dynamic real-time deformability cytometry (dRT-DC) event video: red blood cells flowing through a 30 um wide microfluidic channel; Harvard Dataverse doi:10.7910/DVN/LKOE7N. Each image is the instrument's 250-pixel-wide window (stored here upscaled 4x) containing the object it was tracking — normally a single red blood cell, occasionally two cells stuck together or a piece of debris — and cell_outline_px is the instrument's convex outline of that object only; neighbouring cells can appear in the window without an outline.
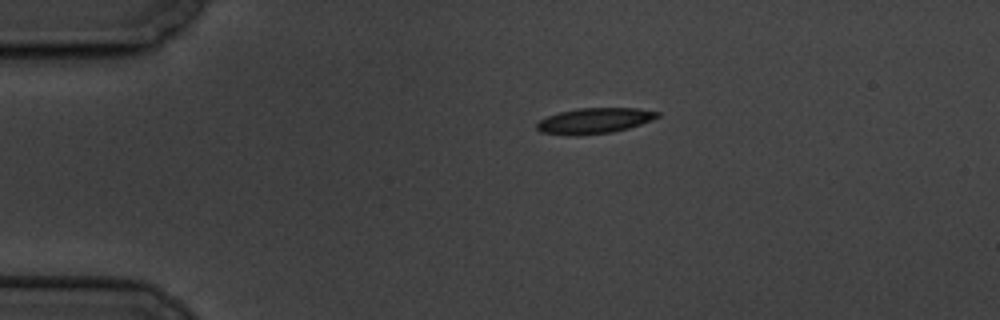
{"species": "common noctule bat (a hibernating species)", "species_latin": "Nyctalus noctula", "temperature_condition": "cold", "stored_images_in_passage": 6, "camera_frame_rate_fps": 3000, "um_per_image_px": 0.085, "animal": {"sex": "male", "body_mass_g": 19.5, "forearm_length_mm": 54.6}, "frame": {"image": 1, "passage_image": 1, "time_ms": 0.0, "image_size_px": [1000, 320], "cell_outline_px": [[660, 116], [652, 120], [628, 128], [612, 132], [568, 136], [540, 132], [536, 128], [536, 124], [540, 120], [548, 116], [560, 112], [576, 108], [636, 108], [660, 112]], "centroid_in_image_um": [50.51, 10.26], "position_along_channel_um": 34.5, "area_um2": 17.98}}
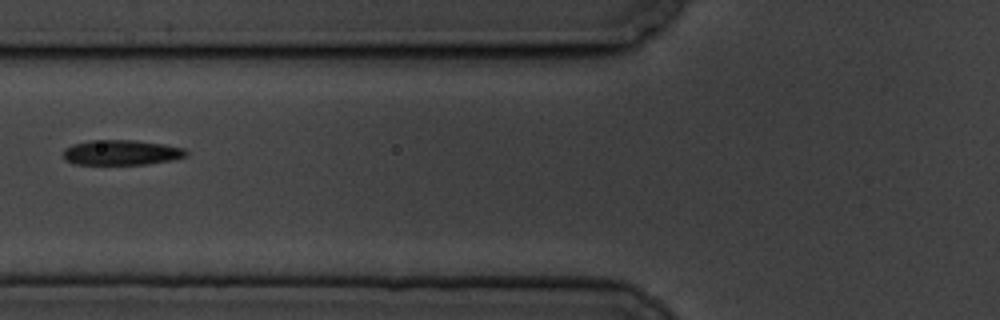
{"frame": {"image": 2, "passage_image": 4, "time_ms": 3.667, "image_size_px": [1000, 320], "cell_outline_px": [[188, 156], [172, 160], [148, 164], [72, 164], [64, 160], [64, 148], [72, 144], [92, 140], [136, 140], [164, 144], [184, 148], [188, 152]], "centroid_in_image_um": [10.33, 12.96], "position_along_channel_um": 115.5, "area_um2": 18.15}}
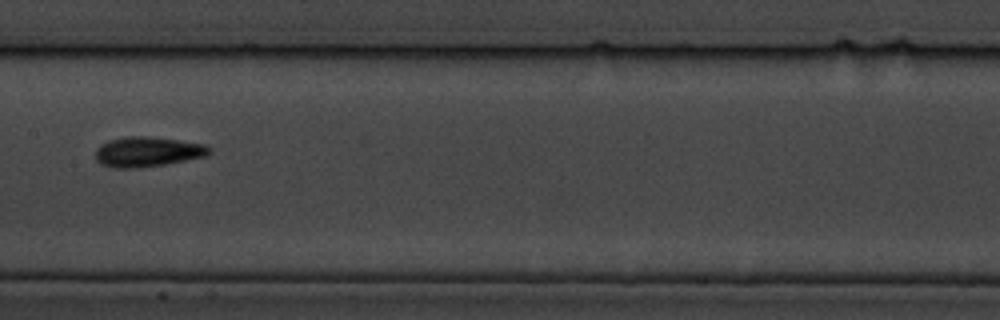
{"frame": {"image": 3, "passage_image": 6, "time_ms": 6.0, "image_size_px": [1000, 320], "cell_outline_px": [[212, 152], [204, 156], [164, 164], [136, 168], [112, 168], [100, 164], [96, 160], [96, 148], [100, 144], [108, 140], [128, 136], [148, 136], [204, 144], [212, 148]], "centroid_in_image_um": [12.49, 12.9], "position_along_channel_um": 194.9, "area_um2": 19.83}}